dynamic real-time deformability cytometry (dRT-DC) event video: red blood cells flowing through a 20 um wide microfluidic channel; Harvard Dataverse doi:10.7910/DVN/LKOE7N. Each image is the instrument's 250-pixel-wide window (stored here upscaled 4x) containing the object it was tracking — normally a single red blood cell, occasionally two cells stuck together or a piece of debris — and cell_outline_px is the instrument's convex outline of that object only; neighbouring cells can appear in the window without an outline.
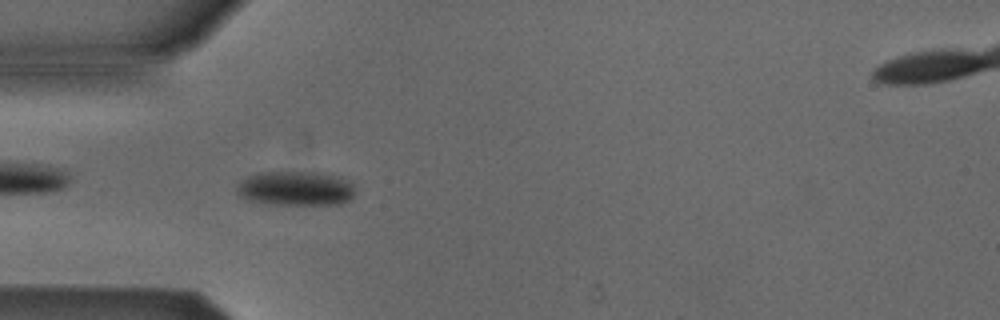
{"species": "Egyptian fruit bat (a non-hibernating species)", "species_latin": "Rousettus aegyptiacus", "temperature_condition": "cold", "stored_images_in_passage": 6, "camera_frame_rate_fps": 3000, "um_per_image_px": 0.085, "animal": {"sex": "male"}, "frame": {"image": 1, "passage_image": 5, "time_ms": 4.667, "image_size_px": [1000, 320], "cell_outline_px": [[356, 192], [352, 200], [344, 204], [264, 204], [248, 200], [240, 196], [236, 192], [236, 184], [240, 180], [248, 176], [260, 172], [320, 172], [336, 176], [348, 180], [356, 188]], "centroid_in_image_um": [25.15, 16.02], "position_along_channel_um": 59.9, "area_um2": 24.28}}
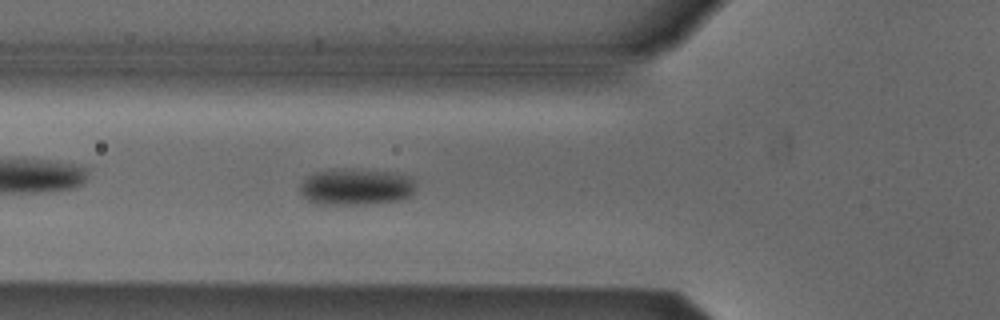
{"frame": {"image": 2, "passage_image": 6, "time_ms": 5.667, "image_size_px": [1000, 320], "cell_outline_px": [[416, 188], [412, 196], [400, 200], [368, 204], [316, 204], [308, 200], [300, 192], [300, 184], [308, 176], [316, 172], [332, 168], [348, 168], [396, 172], [412, 176], [416, 180]], "centroid_in_image_um": [30.33, 15.86], "position_along_channel_um": 95.5, "area_um2": 25.32}}